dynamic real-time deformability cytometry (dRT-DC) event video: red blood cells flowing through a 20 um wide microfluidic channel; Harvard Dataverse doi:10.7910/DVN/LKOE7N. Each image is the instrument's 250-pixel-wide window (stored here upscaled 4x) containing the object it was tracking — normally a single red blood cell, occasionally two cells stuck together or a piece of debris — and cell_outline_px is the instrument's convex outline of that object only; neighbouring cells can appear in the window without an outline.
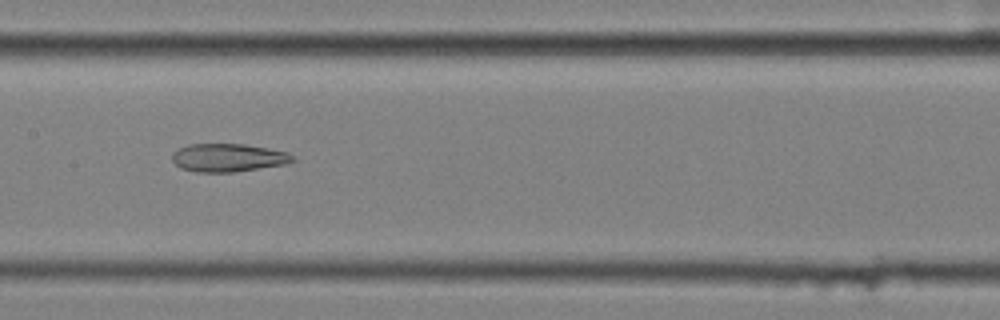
{"species": "common noctule bat (a hibernating species)", "species_latin": "Nyctalus noctula", "temperature_condition": "cold", "stored_images_in_passage": 14, "camera_frame_rate_fps": 3000, "um_per_image_px": 0.085, "animal": {"sex": "female", "body_mass_g": 25.1}, "frame": {"image": 1, "passage_image": 7, "time_ms": 2.0, "image_size_px": [1000, 320], "cell_outline_px": [[296, 160], [284, 164], [232, 172], [196, 172], [180, 168], [172, 160], [172, 156], [180, 148], [188, 144], [244, 144], [268, 148], [288, 152], [296, 156]], "centroid_in_image_um": [19.42, 13.4], "position_along_channel_um": 188.0, "area_um2": 19.65}}
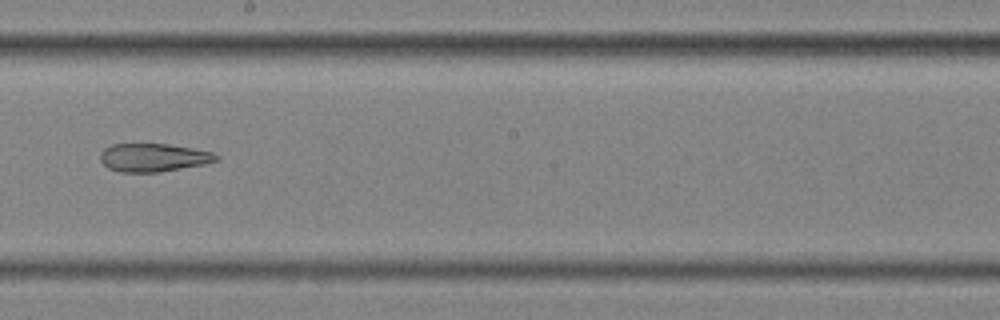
{"frame": {"image": 2, "passage_image": 8, "time_ms": 2.333, "image_size_px": [1000, 320], "cell_outline_px": [[220, 160], [204, 164], [160, 172], [120, 172], [108, 168], [100, 160], [100, 152], [104, 148], [112, 144], [168, 144], [192, 148], [212, 152], [220, 156]], "centroid_in_image_um": [13.04, 13.39], "position_along_channel_um": 235.2, "area_um2": 19.13}}
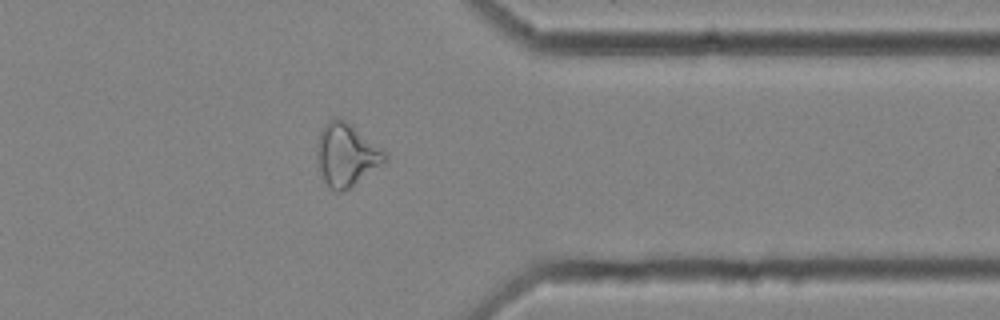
{"frame": {"image": 3, "passage_image": 12, "time_ms": 3.667, "image_size_px": [1000, 320], "cell_outline_px": [[388, 160], [348, 188], [340, 192], [336, 192], [324, 180], [316, 156], [316, 152], [320, 132], [324, 124], [332, 116], [336, 116], [344, 120], [388, 152]], "centroid_in_image_um": [29.45, 13.12], "position_along_channel_um": 381.9, "area_um2": 24.51}}